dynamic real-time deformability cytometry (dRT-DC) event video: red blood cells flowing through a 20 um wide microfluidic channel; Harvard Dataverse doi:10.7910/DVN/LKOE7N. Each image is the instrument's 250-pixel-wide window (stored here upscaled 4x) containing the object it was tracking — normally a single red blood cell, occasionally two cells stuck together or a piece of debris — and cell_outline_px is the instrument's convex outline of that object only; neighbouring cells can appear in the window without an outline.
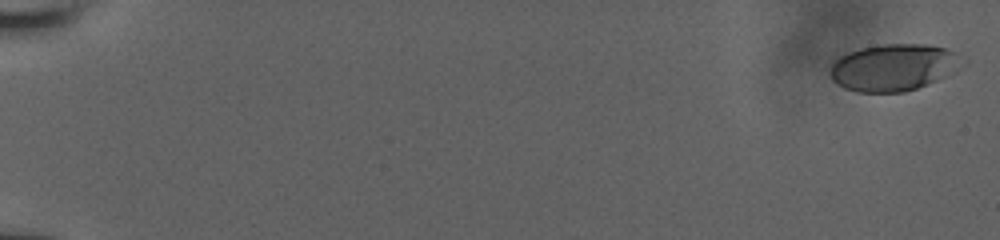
{"species": "human", "species_latin": "Homo sapiens", "temperature_condition": "room temperature", "stored_images_in_passage": 17, "camera_frame_rate_fps": 3000, "um_per_image_px": 0.085, "donor": {"sex": "male"}, "frame": {"image": 1, "passage_image": 1, "time_ms": 0.0, "image_size_px": [1000, 240], "cell_outline_px": [[952, 52], [944, 76], [928, 84], [904, 92], [856, 92], [844, 88], [836, 84], [832, 80], [832, 64], [840, 56], [848, 52], [860, 48], [884, 44], [924, 44], [944, 48]], "centroid_in_image_um": [75.68, 5.75], "position_along_channel_um": 9.3, "area_um2": 34.1}}
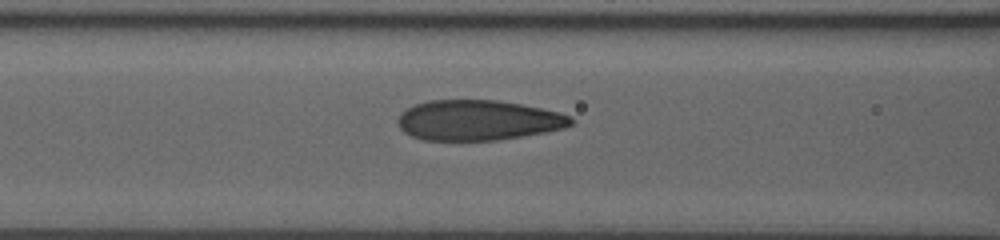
{"frame": {"image": 2, "passage_image": 15, "time_ms": 8.667, "image_size_px": [1000, 240], "cell_outline_px": [[572, 124], [564, 128], [544, 132], [496, 140], [424, 140], [412, 136], [404, 132], [400, 128], [396, 120], [400, 112], [416, 104], [428, 100], [496, 100], [520, 104], [540, 108], [556, 112], [568, 116], [572, 120]], "centroid_in_image_um": [40.57, 10.22], "position_along_channel_um": 126.0, "area_um2": 40.29}}
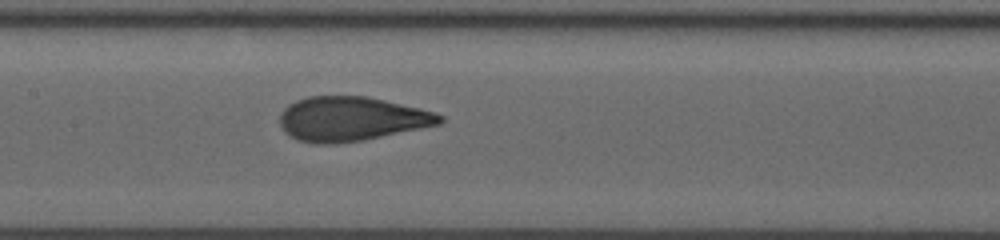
{"frame": {"image": 3, "passage_image": 17, "time_ms": 10.0, "image_size_px": [1000, 240], "cell_outline_px": [[444, 120], [440, 124], [364, 140], [336, 144], [316, 144], [296, 140], [288, 136], [284, 132], [280, 124], [280, 116], [284, 108], [288, 104], [296, 100], [308, 96], [368, 96], [420, 108], [436, 112], [444, 116]], "centroid_in_image_um": [29.85, 10.11], "position_along_channel_um": 177.6, "area_um2": 41.67}}